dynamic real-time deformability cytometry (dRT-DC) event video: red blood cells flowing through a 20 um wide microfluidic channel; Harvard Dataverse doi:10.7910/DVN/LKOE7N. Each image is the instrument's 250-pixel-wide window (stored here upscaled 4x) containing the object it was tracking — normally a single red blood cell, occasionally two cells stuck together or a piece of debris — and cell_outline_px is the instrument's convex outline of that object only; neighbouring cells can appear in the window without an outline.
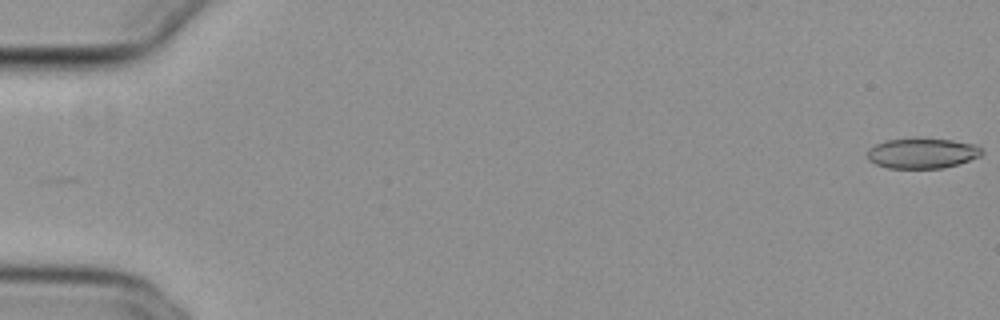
{"species": "common noctule bat (a hibernating species)", "species_latin": "Nyctalus noctula", "temperature_condition": "cold", "stored_images_in_passage": 55, "camera_frame_rate_fps": 3000, "um_per_image_px": 0.085, "animal": {"sex": "female", "body_mass_g": 29.2, "forearm_length_mm": 56.3}, "frame": {"image": 1, "passage_image": 1, "time_ms": 0.0, "image_size_px": [1000, 320], "cell_outline_px": [[984, 152], [980, 156], [960, 164], [944, 168], [888, 168], [876, 164], [868, 160], [868, 148], [884, 140], [916, 136], [952, 140], [976, 144]], "centroid_in_image_um": [78.39, 12.99], "position_along_channel_um": 6.6, "area_um2": 20.87}}
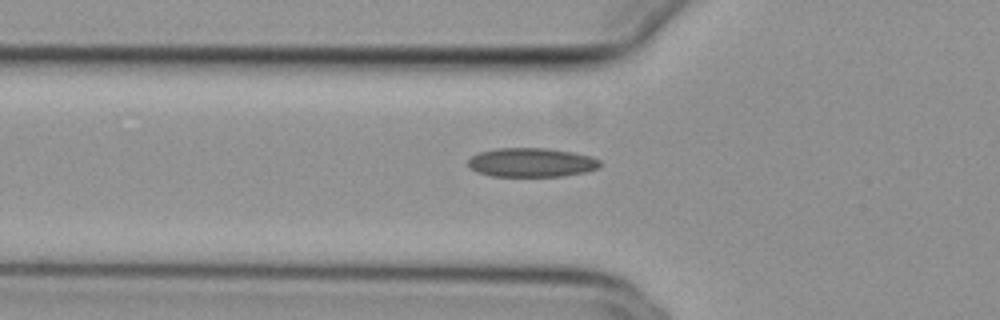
{"frame": {"image": 2, "passage_image": 20, "time_ms": 6.333, "image_size_px": [1000, 320], "cell_outline_px": [[600, 168], [584, 172], [564, 176], [492, 176], [476, 172], [468, 164], [468, 160], [472, 156], [480, 152], [496, 148], [548, 148], [572, 152], [592, 156], [600, 160]], "centroid_in_image_um": [45.2, 13.81], "position_along_channel_um": 80.6, "area_um2": 22.37}}
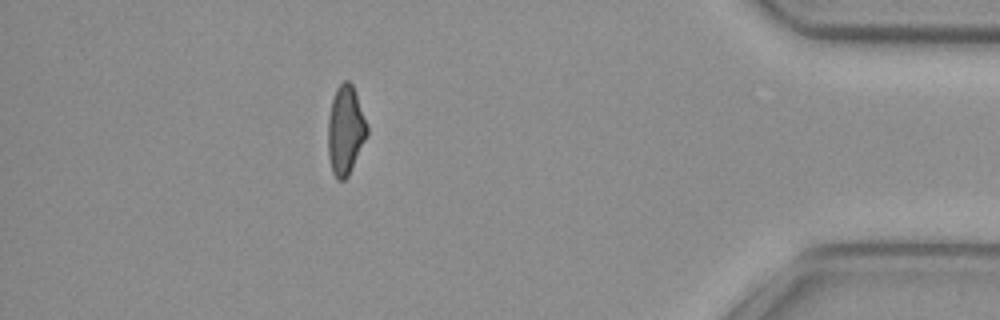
{"frame": {"image": 3, "passage_image": 49, "time_ms": 16.0, "image_size_px": [1000, 320], "cell_outline_px": [[368, 136], [348, 176], [344, 180], [336, 180], [332, 172], [328, 156], [328, 116], [332, 100], [336, 88], [344, 80], [348, 80], [352, 84], [368, 128]], "centroid_in_image_um": [29.35, 11.1], "position_along_channel_um": 405.8, "area_um2": 20.29}, "authors_computed_cell_mechanics": {"area_um2": 21.3282, "velocity_mm_per_s": 3.8305, "shape_relaxation_time_tau1_ms": null, "shape_relaxation_time_tau2_ms": 3.1133, "deformation_change_tau1": null, "deformation_change_tau2": 0.0886}}